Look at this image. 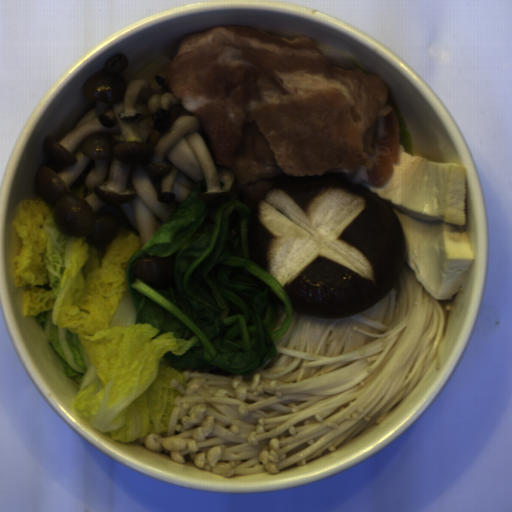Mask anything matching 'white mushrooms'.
<instances>
[{"mask_svg": "<svg viewBox=\"0 0 512 512\" xmlns=\"http://www.w3.org/2000/svg\"><path fill=\"white\" fill-rule=\"evenodd\" d=\"M89 111L58 141L43 138L33 189L52 206L57 230L98 248L118 224L148 243L193 192L228 200L235 172L218 163L167 73L142 78L115 54L83 82Z\"/></svg>", "mask_w": 512, "mask_h": 512, "instance_id": "obj_1", "label": "white mushrooms"}]
</instances>
